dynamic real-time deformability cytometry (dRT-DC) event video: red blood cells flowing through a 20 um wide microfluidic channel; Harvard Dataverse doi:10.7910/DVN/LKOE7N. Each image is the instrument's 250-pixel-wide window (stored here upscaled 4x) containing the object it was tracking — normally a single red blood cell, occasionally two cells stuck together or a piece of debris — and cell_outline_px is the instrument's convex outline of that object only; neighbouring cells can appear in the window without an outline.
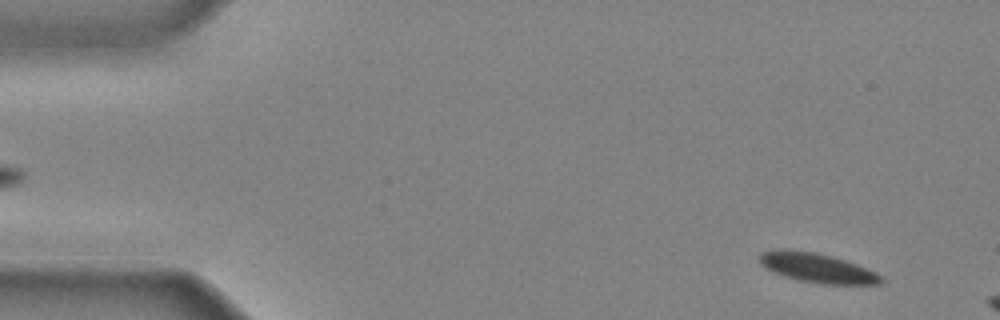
{"species": "common noctule bat (a hibernating species)", "species_latin": "Nyctalus noctula", "temperature_condition": "cold", "stored_images_in_passage": 7, "camera_frame_rate_fps": 3000, "um_per_image_px": 0.085, "animal": {"sex": "male", "body_mass_g": 20.4}, "frame": {"image": 1, "passage_image": 2, "time_ms": 0.333, "image_size_px": [1000, 320], "cell_outline_px": [[884, 280], [880, 284], [820, 284], [796, 280], [784, 276], [760, 264], [760, 252], [776, 248], [792, 248], [816, 252], [832, 256], [868, 268], [884, 276]], "centroid_in_image_um": [69.46, 22.75], "position_along_channel_um": 15.5, "area_um2": 21.21}}